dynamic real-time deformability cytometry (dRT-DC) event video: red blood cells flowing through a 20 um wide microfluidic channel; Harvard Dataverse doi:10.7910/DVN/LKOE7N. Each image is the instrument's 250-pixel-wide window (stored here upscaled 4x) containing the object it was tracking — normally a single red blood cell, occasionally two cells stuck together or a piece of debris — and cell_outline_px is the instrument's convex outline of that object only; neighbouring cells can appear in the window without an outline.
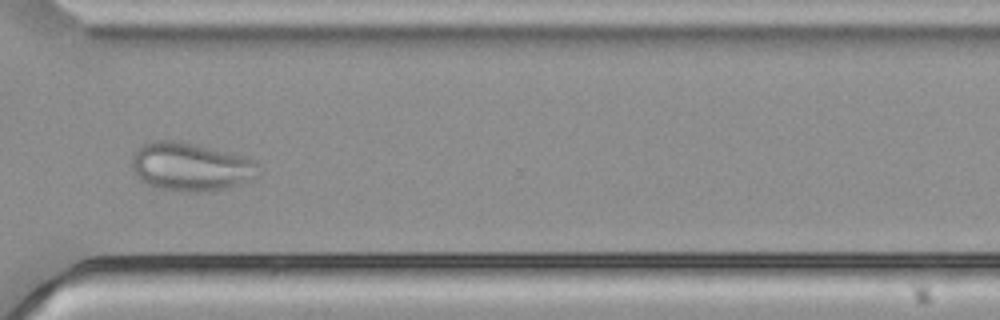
{"species": "common noctule bat (a hibernating species)", "species_latin": "Nyctalus noctula", "temperature_condition": "cold", "stored_images_in_passage": 51, "camera_frame_rate_fps": 3000, "um_per_image_px": 0.085, "animal": {"sex": "male", "body_mass_g": 21.5, "forearm_length_mm": 52.0}, "frame": {"image": 1, "passage_image": 37, "time_ms": 12.0, "image_size_px": [1000, 320], "cell_outline_px": [[260, 176], [252, 180], [224, 188], [200, 192], [180, 192], [156, 188], [140, 180], [132, 172], [132, 156], [136, 148], [144, 140], [180, 140], [248, 156], [260, 164]], "centroid_in_image_um": [16.21, 14.15], "position_along_channel_um": 354.4, "area_um2": 36.88}}